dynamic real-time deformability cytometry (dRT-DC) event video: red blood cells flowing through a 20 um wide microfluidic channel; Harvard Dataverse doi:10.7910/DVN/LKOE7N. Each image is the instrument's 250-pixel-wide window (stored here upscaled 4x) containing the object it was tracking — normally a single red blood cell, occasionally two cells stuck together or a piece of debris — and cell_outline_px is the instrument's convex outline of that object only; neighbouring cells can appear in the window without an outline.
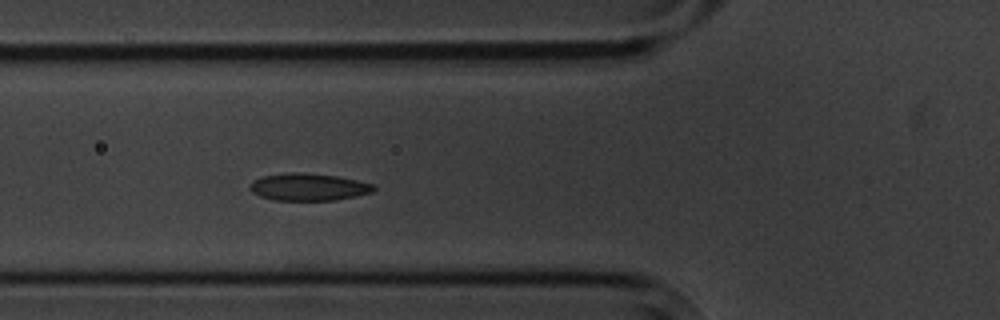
{"species": "common noctule bat (a hibernating species)", "species_latin": "Nyctalus noctula", "temperature_condition": "cold", "stored_images_in_passage": 4, "camera_frame_rate_fps": 3000, "um_per_image_px": 0.085, "animal": {"sex": "male", "body_mass_g": 20.1, "forearm_length_mm": 53.5}, "frame": {"image": 1, "passage_image": 4, "time_ms": 3.333, "image_size_px": [1000, 320], "cell_outline_px": [[376, 188], [372, 192], [356, 196], [336, 200], [272, 200], [260, 196], [252, 192], [248, 188], [252, 180], [260, 176], [288, 172], [300, 172], [336, 176], [376, 184]], "centroid_in_image_um": [26.19, 15.89], "position_along_channel_um": 99.6, "area_um2": 19.88}}